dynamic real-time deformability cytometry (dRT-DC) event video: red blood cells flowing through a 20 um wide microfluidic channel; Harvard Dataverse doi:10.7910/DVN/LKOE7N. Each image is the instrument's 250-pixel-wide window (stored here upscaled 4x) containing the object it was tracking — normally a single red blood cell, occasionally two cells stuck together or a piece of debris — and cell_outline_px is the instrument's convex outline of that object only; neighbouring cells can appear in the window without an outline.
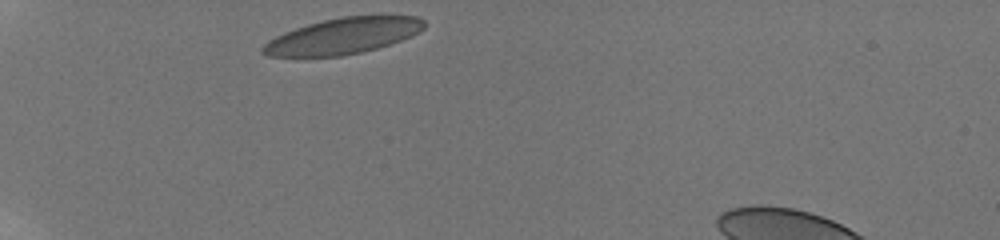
{"species": "human", "species_latin": "Homo sapiens", "temperature_condition": "room temperature", "stored_images_in_passage": 33, "camera_frame_rate_fps": 3000, "um_per_image_px": 0.085, "donor": {"sex": "male"}, "frame": {"image": 1, "passage_image": 1, "time_ms": 0.0, "image_size_px": [1000, 240], "cell_outline_px": [[424, 28], [420, 32], [400, 40], [376, 48], [360, 52], [340, 56], [268, 56], [260, 52], [260, 48], [268, 40], [284, 32], [308, 24], [340, 16], [380, 12], [416, 16], [424, 20]], "centroid_in_image_um": [29.22, 3.0], "position_along_channel_um": 55.8, "area_um2": 34.62}}
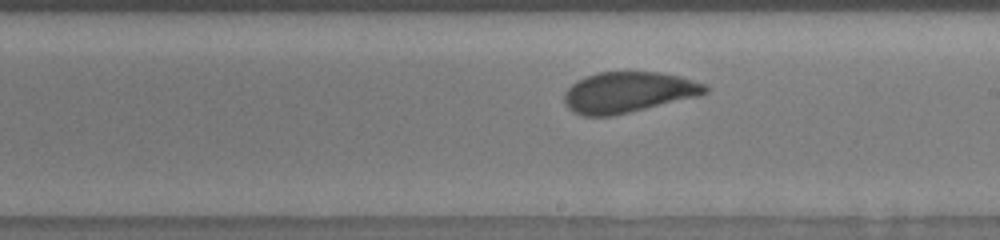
{"frame": {"image": 2, "passage_image": 18, "time_ms": 5.667, "image_size_px": [1000, 240], "cell_outline_px": [[708, 92], [696, 96], [612, 116], [584, 116], [572, 112], [564, 104], [564, 92], [576, 80], [584, 76], [596, 72], [656, 72], [680, 76], [708, 84]], "centroid_in_image_um": [53.35, 7.83], "position_along_channel_um": 235.6, "area_um2": 33.47}}
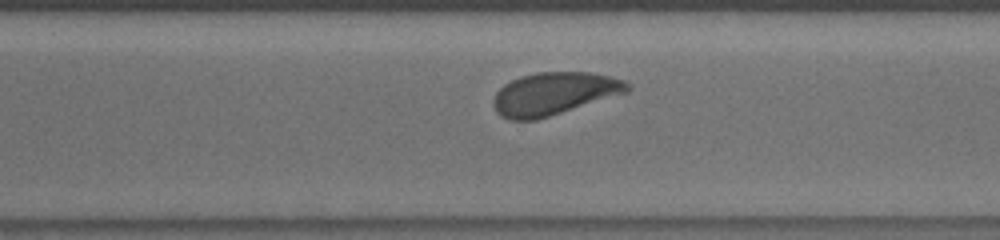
{"frame": {"image": 3, "passage_image": 25, "time_ms": 8.0, "image_size_px": [1000, 240], "cell_outline_px": [[632, 88], [628, 92], [536, 120], [512, 120], [500, 116], [496, 112], [492, 104], [492, 100], [496, 92], [504, 84], [520, 76], [536, 72], [588, 72], [628, 80], [632, 84]], "centroid_in_image_um": [47.1, 7.95], "position_along_channel_um": 323.5, "area_um2": 33.47}, "authors_computed_cell_mechanics": {"area_um2": 33.5818, "velocity_mm_per_s": 3.7734, "shape_relaxation_time_tau1_ms": 2.7246, "shape_relaxation_time_tau2_ms": 0.8352, "deformation_change_tau1": 0.1201, "deformation_change_tau2": 0.0737}}